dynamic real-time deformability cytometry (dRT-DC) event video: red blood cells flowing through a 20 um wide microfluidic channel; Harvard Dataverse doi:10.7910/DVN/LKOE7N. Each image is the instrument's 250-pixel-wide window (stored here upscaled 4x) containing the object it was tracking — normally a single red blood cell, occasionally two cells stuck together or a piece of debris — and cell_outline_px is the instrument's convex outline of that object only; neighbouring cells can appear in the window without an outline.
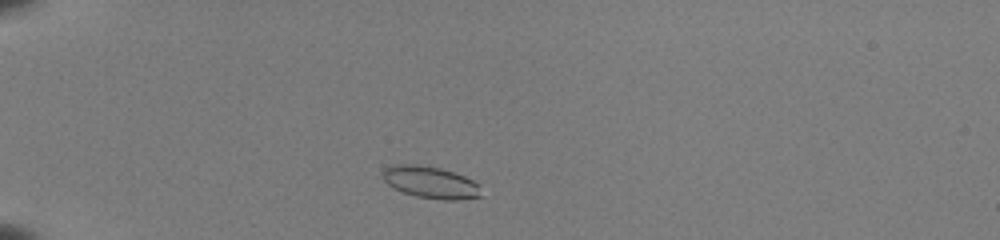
{"species": "common noctule bat (a hibernating species)", "species_latin": "Nyctalus noctula", "temperature_condition": "room temperature", "stored_images_in_passage": 41, "camera_frame_rate_fps": 3000, "um_per_image_px": 0.085, "animal": {"sex": "female", "body_mass_g": 22.0, "forearm_length_mm": 56.7}, "frame": {"image": 1, "passage_image": 4, "time_ms": 1.0, "image_size_px": [1000, 240], "cell_outline_px": [[480, 196], [460, 200], [444, 200], [416, 196], [392, 188], [384, 180], [384, 168], [392, 164], [416, 164], [440, 168], [464, 176], [480, 184]], "centroid_in_image_um": [36.59, 15.49], "position_along_channel_um": 48.4, "area_um2": 18.26}}
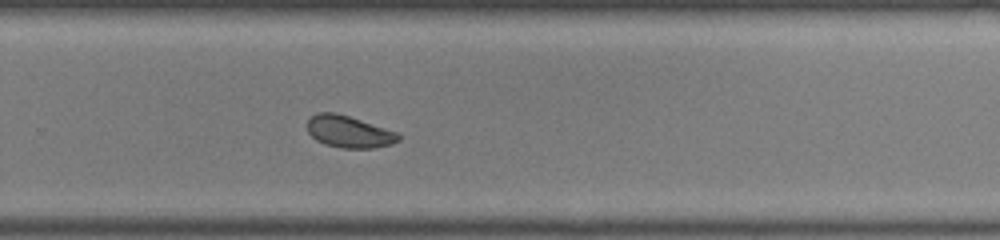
{"frame": {"image": 2, "passage_image": 26, "time_ms": 8.333, "image_size_px": [1000, 240], "cell_outline_px": [[400, 140], [392, 144], [372, 148], [344, 148], [324, 144], [316, 140], [308, 132], [308, 120], [312, 116], [320, 112], [336, 112], [400, 132]], "centroid_in_image_um": [29.7, 11.19], "position_along_channel_um": 300.1, "area_um2": 17.05}}
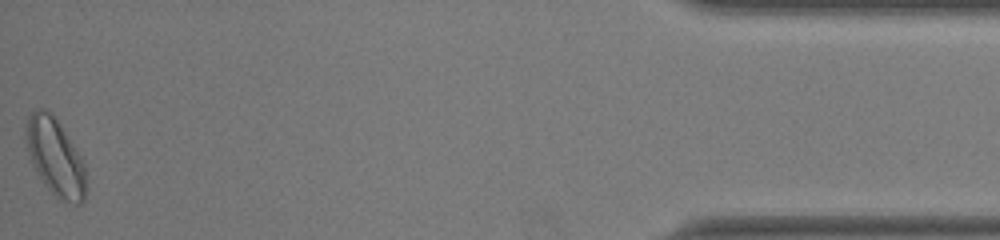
{"frame": {"image": 3, "passage_image": 41, "time_ms": 13.333, "image_size_px": [1000, 240], "cell_outline_px": [[84, 200], [80, 204], [72, 204], [60, 200], [48, 188], [36, 172], [32, 164], [28, 152], [24, 136], [24, 128], [28, 116], [36, 108], [44, 108], [52, 112], [84, 160]], "centroid_in_image_um": [4.66, 13.3], "position_along_channel_um": 430.5, "area_um2": 27.11}, "authors_computed_cell_mechanics": {"area_um2": 17.6868, "velocity_mm_per_s": 3.9704, "shape_relaxation_time_tau1_ms": 3.2966, "shape_relaxation_time_tau2_ms": 0.8805, "deformation_change_tau1": 0.1273, "deformation_change_tau2": 0.0576}}